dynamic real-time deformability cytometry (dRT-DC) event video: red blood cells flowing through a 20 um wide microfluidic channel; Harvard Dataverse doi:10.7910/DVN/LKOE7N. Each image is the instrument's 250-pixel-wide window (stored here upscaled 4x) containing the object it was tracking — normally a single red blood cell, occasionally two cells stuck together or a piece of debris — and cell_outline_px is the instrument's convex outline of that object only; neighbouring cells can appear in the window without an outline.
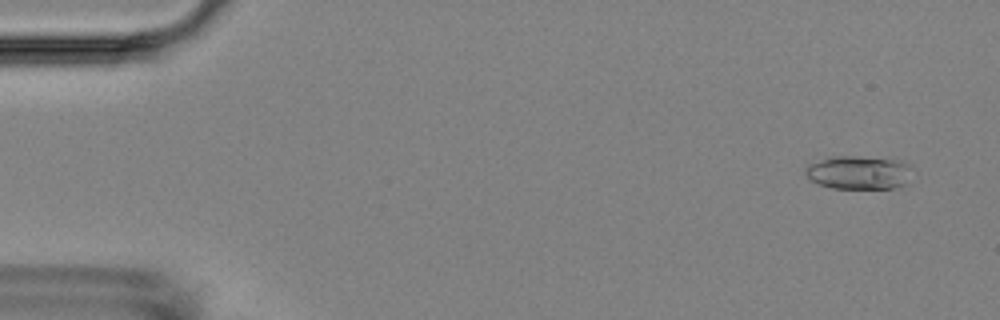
{"species": "Egyptian fruit bat (a non-hibernating species)", "species_latin": "Rousettus aegyptiacus", "temperature_condition": "room temperature", "stored_images_in_passage": 5, "camera_frame_rate_fps": 3000, "um_per_image_px": 0.085, "animal": {"sex": "female"}, "frame": {"image": 1, "passage_image": 2, "time_ms": 1.0, "image_size_px": [1000, 320], "cell_outline_px": [[912, 168], [908, 184], [896, 188], [832, 188], [820, 184], [812, 180], [804, 172], [804, 168], [808, 164], [832, 156], [892, 156], [908, 164]], "centroid_in_image_um": [73.08, 14.63], "position_along_channel_um": 11.9, "area_um2": 21.5}}